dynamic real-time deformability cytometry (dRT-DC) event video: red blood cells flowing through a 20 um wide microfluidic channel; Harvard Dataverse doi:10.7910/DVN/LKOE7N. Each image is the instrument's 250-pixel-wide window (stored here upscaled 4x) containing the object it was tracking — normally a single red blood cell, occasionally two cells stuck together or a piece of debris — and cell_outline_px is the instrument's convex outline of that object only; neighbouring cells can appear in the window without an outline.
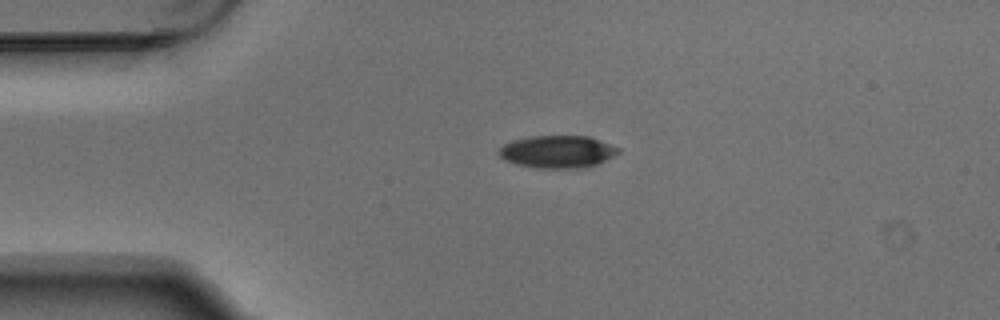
{"species": "Egyptian fruit bat (a non-hibernating species)", "species_latin": "Rousettus aegyptiacus", "temperature_condition": "warm", "stored_images_in_passage": 5, "camera_frame_rate_fps": 3000, "um_per_image_px": 0.085, "animal": {"sex": "male"}, "frame": {"image": 1, "passage_image": 5, "time_ms": 1.333, "image_size_px": [1000, 320], "cell_outline_px": [[620, 152], [588, 168], [536, 168], [516, 164], [504, 160], [500, 156], [500, 148], [504, 144], [512, 140], [532, 136], [588, 136], [620, 148]], "centroid_in_image_um": [47.38, 12.9], "position_along_channel_um": 37.6, "area_um2": 22.48}}